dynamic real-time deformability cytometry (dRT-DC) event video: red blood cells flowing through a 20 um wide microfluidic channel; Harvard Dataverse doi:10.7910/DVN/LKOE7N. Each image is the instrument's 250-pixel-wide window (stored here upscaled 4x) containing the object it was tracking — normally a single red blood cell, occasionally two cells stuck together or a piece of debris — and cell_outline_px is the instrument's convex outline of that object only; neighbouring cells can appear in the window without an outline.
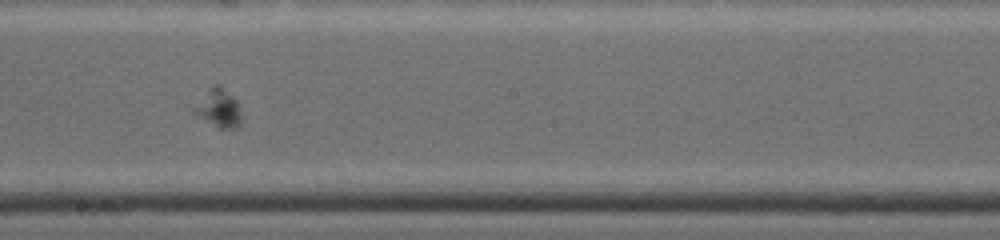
{"species": "common noctule bat (a hibernating species)", "species_latin": "Nyctalus noctula", "temperature_condition": "warm", "stored_images_in_passage": 52, "camera_frame_rate_fps": 4500, "um_per_image_px": 0.085, "animal": {"sex": "female", "body_mass_g": 19.0, "forearm_length_mm": 53.3}, "frame": {"image": 1, "passage_image": 23, "time_ms": 7.556, "image_size_px": [1000, 240], "cell_outline_px": [[240, 124], [236, 128], [220, 128], [196, 116], [192, 112], [192, 108], [212, 84], [220, 84], [236, 100], [240, 112]], "centroid_in_image_um": [18.54, 9.18], "position_along_channel_um": 229.7, "area_um2": 10.46}}
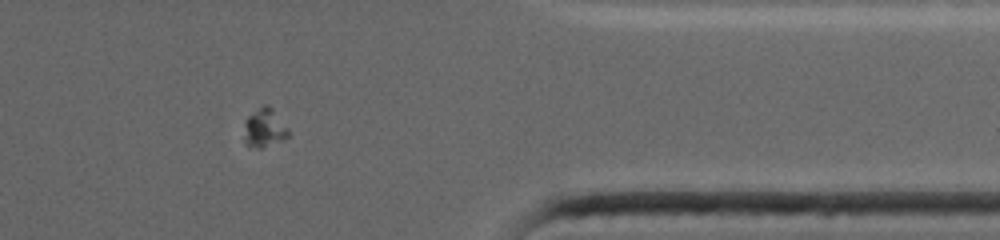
{"frame": {"image": 2, "passage_image": 37, "time_ms": 12.444, "image_size_px": [1000, 240], "cell_outline_px": [[288, 136], [284, 140], [264, 148], [248, 148], [244, 140], [244, 120], [248, 116], [264, 104], [268, 104], [272, 108], [288, 128]], "centroid_in_image_um": [22.45, 10.91], "position_along_channel_um": 388.9, "area_um2": 10.23}}
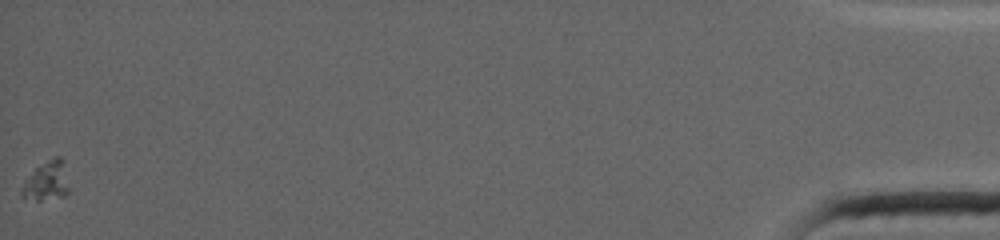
{"frame": {"image": 3, "passage_image": 52, "time_ms": 17.778, "image_size_px": [1000, 240], "cell_outline_px": [[68, 192], [64, 196], [40, 200], [36, 200], [20, 196], [20, 188], [36, 168], [48, 160], [56, 156], [60, 156], [68, 188]], "centroid_in_image_um": [3.92, 15.43], "position_along_channel_um": 431.3, "area_um2": 10.23}}